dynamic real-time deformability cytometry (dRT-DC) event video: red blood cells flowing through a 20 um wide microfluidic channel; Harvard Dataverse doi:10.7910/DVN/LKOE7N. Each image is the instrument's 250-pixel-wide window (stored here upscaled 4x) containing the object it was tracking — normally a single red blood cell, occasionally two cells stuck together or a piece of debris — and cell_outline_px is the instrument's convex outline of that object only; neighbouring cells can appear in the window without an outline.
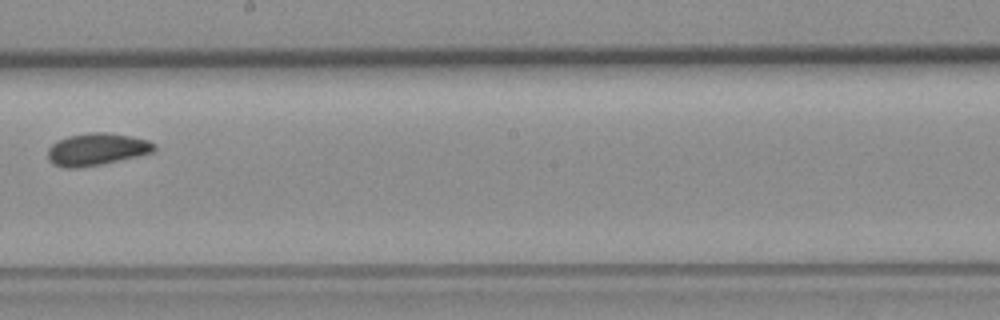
{"species": "common noctule bat (a hibernating species)", "species_latin": "Nyctalus noctula", "temperature_condition": "room temperature", "stored_images_in_passage": 9, "camera_frame_rate_fps": 3000, "um_per_image_px": 0.085, "animal": {"sex": "female", "body_mass_g": 19.3, "forearm_length_mm": 54.1}, "frame": {"image": 1, "passage_image": 9, "time_ms": 10.333, "image_size_px": [1000, 320], "cell_outline_px": [[156, 148], [152, 152], [136, 156], [100, 164], [80, 168], [64, 168], [52, 164], [48, 160], [48, 148], [56, 140], [68, 136], [92, 132], [108, 132], [148, 140], [156, 144]], "centroid_in_image_um": [8.17, 12.69], "position_along_channel_um": 240.0, "area_um2": 19.94}}